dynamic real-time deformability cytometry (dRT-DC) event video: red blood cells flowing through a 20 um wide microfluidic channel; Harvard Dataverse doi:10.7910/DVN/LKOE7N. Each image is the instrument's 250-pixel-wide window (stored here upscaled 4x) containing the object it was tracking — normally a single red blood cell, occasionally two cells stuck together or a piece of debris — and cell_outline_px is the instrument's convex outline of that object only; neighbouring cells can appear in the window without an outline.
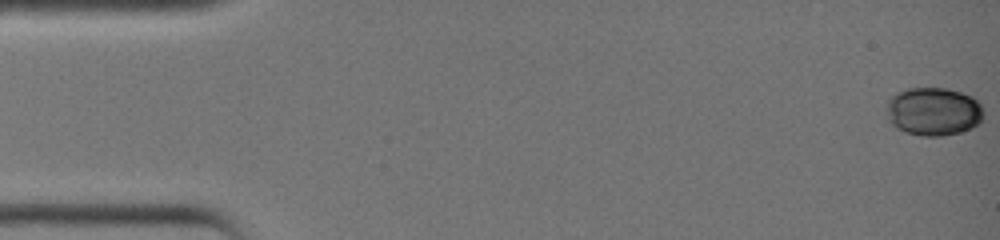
{"species": "common noctule bat (a hibernating species)", "species_latin": "Nyctalus noctula", "temperature_condition": "warm", "stored_images_in_passage": 33, "camera_frame_rate_fps": 3000, "um_per_image_px": 0.085, "animal": {"sex": "female", "body_mass_g": 19.0, "forearm_length_mm": 51.5}, "frame": {"image": 1, "passage_image": 1, "time_ms": 0.0, "image_size_px": [1000, 240], "cell_outline_px": [[984, 112], [980, 120], [972, 128], [960, 132], [944, 136], [920, 136], [904, 132], [896, 128], [888, 120], [884, 104], [896, 92], [908, 88], [948, 88], [972, 96], [980, 104]], "centroid_in_image_um": [79.29, 9.48], "position_along_channel_um": 5.7, "area_um2": 27.69}}
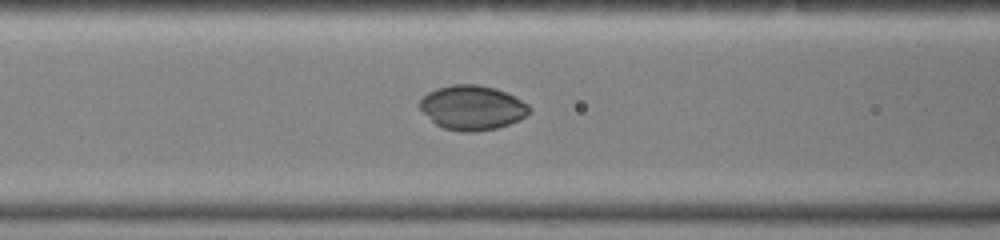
{"frame": {"image": 2, "passage_image": 17, "time_ms": 5.333, "image_size_px": [1000, 240], "cell_outline_px": [[532, 108], [520, 120], [496, 128], [472, 132], [460, 132], [444, 128], [436, 124], [420, 108], [420, 100], [428, 92], [436, 88], [452, 84], [476, 84], [496, 88], [508, 92], [528, 104]], "centroid_in_image_um": [40.16, 9.14], "position_along_channel_um": 126.4, "area_um2": 28.38}}
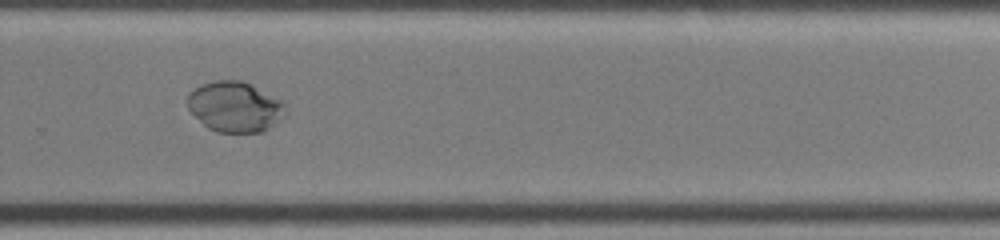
{"frame": {"image": 3, "passage_image": 28, "time_ms": 9.0, "image_size_px": [1000, 240], "cell_outline_px": [[284, 116], [264, 132], [216, 132], [208, 128], [188, 108], [188, 92], [200, 84], [216, 80], [244, 80], [280, 100], [284, 104]], "centroid_in_image_um": [19.94, 9.06], "position_along_channel_um": 309.9, "area_um2": 28.61}}